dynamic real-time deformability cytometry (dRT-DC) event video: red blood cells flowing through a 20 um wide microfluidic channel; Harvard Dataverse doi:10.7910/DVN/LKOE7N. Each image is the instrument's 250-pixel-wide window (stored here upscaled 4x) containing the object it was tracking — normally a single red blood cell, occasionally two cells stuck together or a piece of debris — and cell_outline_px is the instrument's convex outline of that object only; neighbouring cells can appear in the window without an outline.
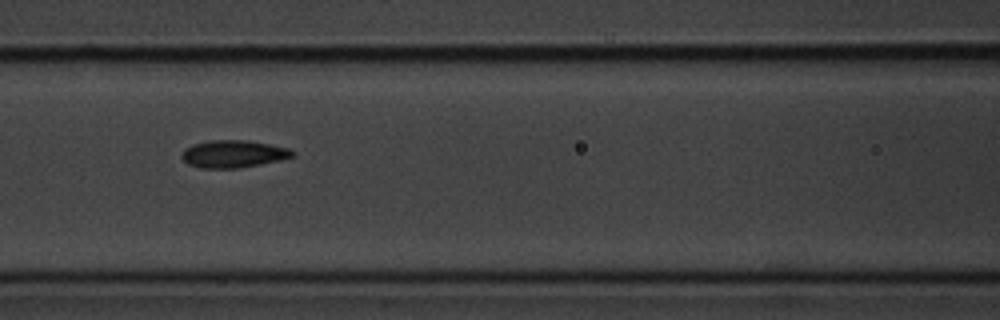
{"species": "common noctule bat (a hibernating species)", "species_latin": "Nyctalus noctula", "temperature_condition": "cold", "stored_images_in_passage": 10, "camera_frame_rate_fps": 3000, "um_per_image_px": 0.085, "animal": {"sex": "male", "body_mass_g": 20.1, "forearm_length_mm": 53.5}, "frame": {"image": 1, "passage_image": 4, "time_ms": 3.333, "image_size_px": [1000, 320], "cell_outline_px": [[296, 156], [280, 160], [260, 164], [236, 168], [200, 168], [188, 164], [180, 156], [184, 148], [192, 144], [212, 140], [244, 140], [268, 144], [288, 148], [296, 152]], "centroid_in_image_um": [19.82, 13.08], "position_along_channel_um": 146.8, "area_um2": 17.69}}
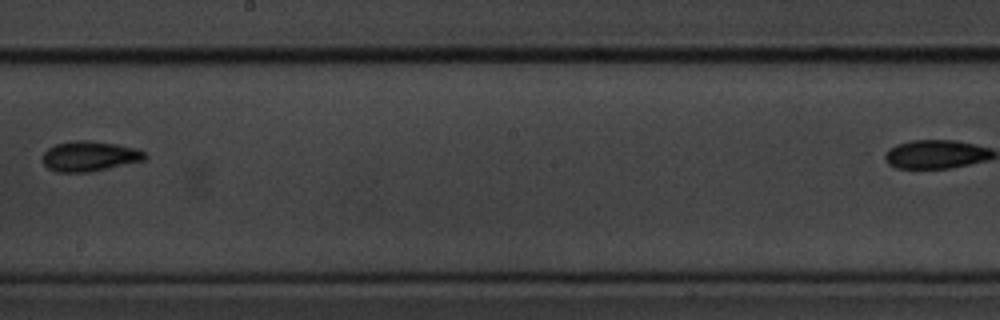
{"frame": {"image": 2, "passage_image": 6, "time_ms": 6.0, "image_size_px": [1000, 320], "cell_outline_px": [[148, 156], [144, 160], [108, 168], [88, 172], [56, 172], [48, 168], [40, 160], [40, 156], [48, 148], [56, 144], [76, 140], [88, 140], [116, 144], [136, 148], [144, 152]], "centroid_in_image_um": [7.56, 13.28], "position_along_channel_um": 240.6, "area_um2": 18.03}}
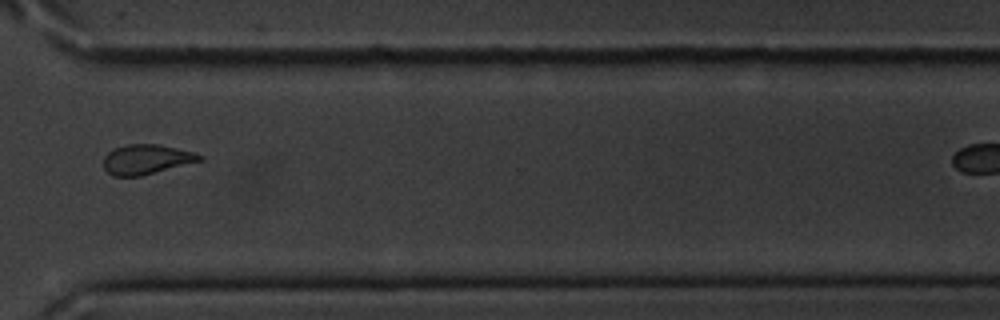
{"frame": {"image": 3, "passage_image": 9, "time_ms": 9.333, "image_size_px": [1000, 320], "cell_outline_px": [[204, 160], [140, 176], [112, 176], [104, 168], [104, 156], [108, 152], [116, 148], [128, 144], [156, 144], [176, 148], [192, 152], [204, 156]], "centroid_in_image_um": [12.45, 13.55], "position_along_channel_um": 358.2, "area_um2": 16.53}}